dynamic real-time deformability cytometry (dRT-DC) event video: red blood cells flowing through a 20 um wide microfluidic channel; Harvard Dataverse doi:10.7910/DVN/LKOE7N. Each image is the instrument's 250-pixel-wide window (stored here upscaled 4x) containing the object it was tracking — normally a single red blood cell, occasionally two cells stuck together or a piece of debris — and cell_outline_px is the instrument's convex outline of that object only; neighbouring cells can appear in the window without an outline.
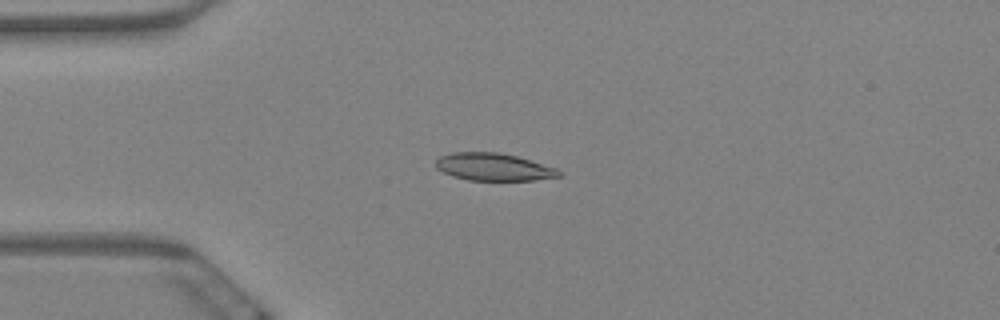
{"species": "Egyptian fruit bat (a non-hibernating species)", "species_latin": "Rousettus aegyptiacus", "temperature_condition": "warm", "stored_images_in_passage": 5, "camera_frame_rate_fps": 3000, "um_per_image_px": 0.085, "animal": {"sex": "female"}, "frame": {"image": 1, "passage_image": 4, "time_ms": 1.0, "image_size_px": [1000, 320], "cell_outline_px": [[560, 176], [536, 180], [468, 180], [452, 176], [436, 168], [436, 160], [440, 156], [452, 152], [500, 152], [516, 156], [556, 168], [560, 172]], "centroid_in_image_um": [41.92, 14.19], "position_along_channel_um": 43.1, "area_um2": 19.59}}